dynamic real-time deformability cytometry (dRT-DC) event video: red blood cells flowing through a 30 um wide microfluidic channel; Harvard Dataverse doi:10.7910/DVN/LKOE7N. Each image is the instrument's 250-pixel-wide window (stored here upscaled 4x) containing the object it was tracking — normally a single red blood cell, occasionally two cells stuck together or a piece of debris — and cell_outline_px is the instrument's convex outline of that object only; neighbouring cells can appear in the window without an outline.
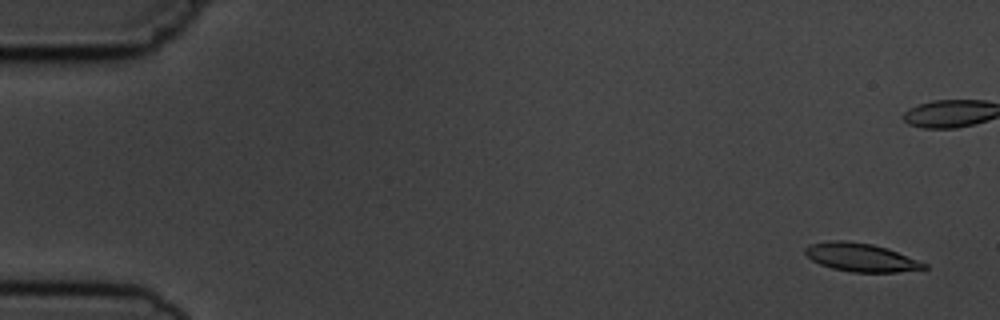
{"species": "common noctule bat (a hibernating species)", "species_latin": "Nyctalus noctula", "temperature_condition": "cold", "stored_images_in_passage": 5, "camera_frame_rate_fps": 3000, "um_per_image_px": 0.085, "animal": {"sex": "male", "body_mass_g": 19.5, "forearm_length_mm": 54.6}, "frame": {"image": 1, "passage_image": 1, "time_ms": 0.0, "image_size_px": [1000, 320], "cell_outline_px": [[928, 268], [896, 272], [852, 272], [832, 268], [820, 264], [812, 260], [804, 252], [804, 248], [808, 244], [828, 240], [844, 240], [872, 244], [888, 248], [928, 264]], "centroid_in_image_um": [73.16, 21.86], "position_along_channel_um": 11.8, "area_um2": 19.71}}